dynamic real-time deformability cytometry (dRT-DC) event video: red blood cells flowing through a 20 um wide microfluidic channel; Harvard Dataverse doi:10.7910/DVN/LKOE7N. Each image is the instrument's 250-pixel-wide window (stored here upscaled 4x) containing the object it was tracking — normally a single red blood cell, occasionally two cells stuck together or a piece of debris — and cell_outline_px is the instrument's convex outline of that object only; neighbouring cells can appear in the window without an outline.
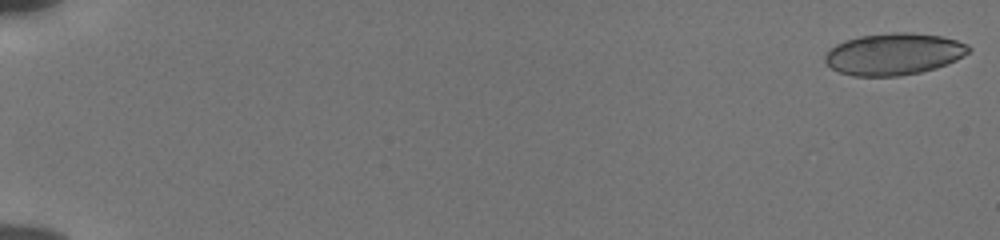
{"species": "human", "species_latin": "Homo sapiens", "temperature_condition": "cold", "stored_images_in_passage": 35, "camera_frame_rate_fps": 3000, "um_per_image_px": 0.085, "donor": {"sex": "male"}, "frame": {"image": 1, "passage_image": 1, "time_ms": 0.0, "image_size_px": [1000, 240], "cell_outline_px": [[972, 48], [964, 56], [956, 60], [936, 68], [920, 72], [900, 76], [852, 76], [840, 72], [832, 68], [824, 60], [824, 56], [836, 44], [844, 40], [860, 36], [888, 32], [912, 32], [940, 36], [956, 40], [968, 44]], "centroid_in_image_um": [75.99, 4.59], "position_along_channel_um": 9.0, "area_um2": 35.08}}
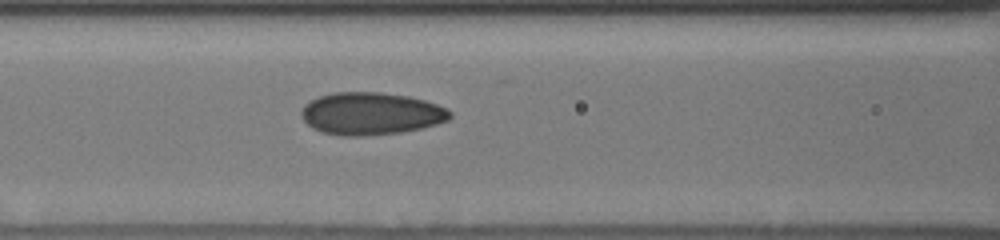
{"frame": {"image": 2, "passage_image": 26, "time_ms": 8.333, "image_size_px": [1000, 240], "cell_outline_px": [[452, 116], [448, 120], [436, 124], [420, 128], [400, 132], [360, 136], [344, 136], [320, 132], [312, 128], [300, 116], [300, 112], [304, 104], [320, 96], [336, 92], [380, 92], [408, 96], [424, 100], [448, 108], [452, 112]], "centroid_in_image_um": [31.52, 9.65], "position_along_channel_um": 135.1, "area_um2": 36.76}}
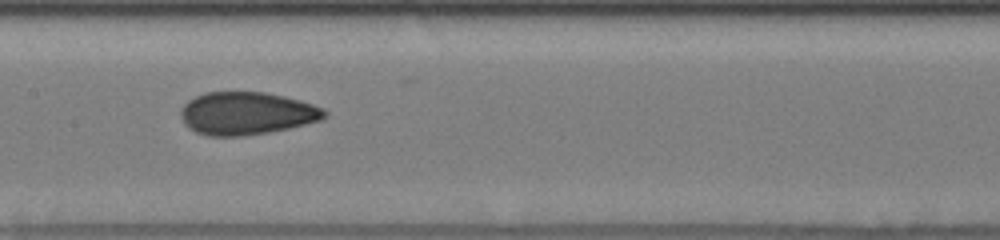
{"frame": {"image": 3, "passage_image": 30, "time_ms": 9.667, "image_size_px": [1000, 240], "cell_outline_px": [[328, 116], [320, 120], [288, 128], [268, 132], [240, 136], [208, 136], [196, 132], [188, 128], [184, 124], [180, 116], [180, 112], [184, 104], [188, 100], [204, 92], [264, 92], [284, 96], [300, 100], [324, 108], [328, 112]], "centroid_in_image_um": [20.95, 9.63], "position_along_channel_um": 186.4, "area_um2": 35.89}}